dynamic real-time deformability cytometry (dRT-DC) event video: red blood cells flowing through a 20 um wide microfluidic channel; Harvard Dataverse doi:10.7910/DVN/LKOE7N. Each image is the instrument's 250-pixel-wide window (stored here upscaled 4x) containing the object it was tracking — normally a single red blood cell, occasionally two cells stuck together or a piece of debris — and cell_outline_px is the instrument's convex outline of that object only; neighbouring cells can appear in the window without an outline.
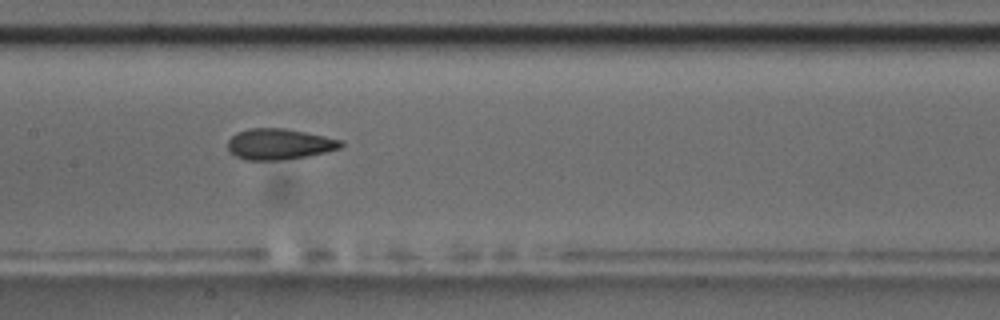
{"species": "common noctule bat (a hibernating species)", "species_latin": "Nyctalus noctula", "temperature_condition": "room temperature", "stored_images_in_passage": 7, "camera_frame_rate_fps": 3000, "um_per_image_px": 0.085, "animal": {"sex": "male", "body_mass_g": 17.5, "forearm_length_mm": 52.3}, "frame": {"image": 1, "passage_image": 5, "time_ms": 4.667, "image_size_px": [1000, 320], "cell_outline_px": [[344, 144], [340, 148], [308, 156], [280, 160], [248, 160], [236, 156], [228, 148], [228, 140], [236, 132], [248, 128], [284, 128], [344, 140]], "centroid_in_image_um": [23.74, 12.24], "position_along_channel_um": 183.7, "area_um2": 20.29}}